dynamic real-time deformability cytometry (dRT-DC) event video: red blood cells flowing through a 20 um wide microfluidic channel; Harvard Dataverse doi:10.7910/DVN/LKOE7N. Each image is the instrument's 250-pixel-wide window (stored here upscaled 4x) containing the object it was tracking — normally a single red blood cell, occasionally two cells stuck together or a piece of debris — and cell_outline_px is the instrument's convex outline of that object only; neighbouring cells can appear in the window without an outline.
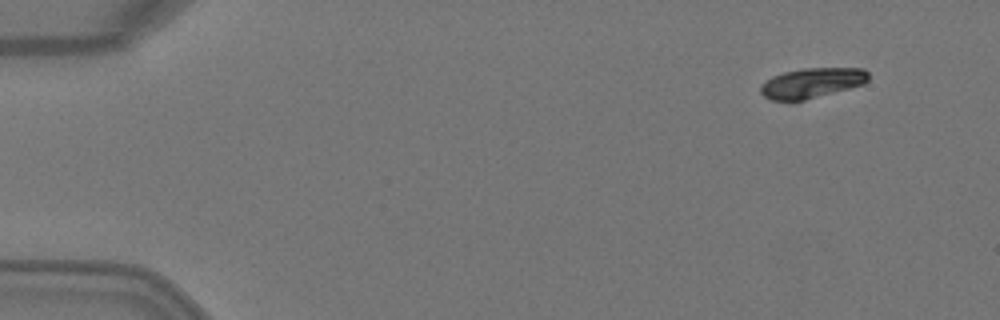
{"species": "Egyptian fruit bat (a non-hibernating species)", "species_latin": "Rousettus aegyptiacus", "temperature_condition": "warm", "stored_images_in_passage": 3, "segment_of_instrument_passage": [2, 2], "camera_frame_rate_fps": 3000, "um_per_image_px": 0.085, "animal": {"sex": "female"}, "frame": {"image": 1, "passage_image": 3, "time_ms": 0.667, "image_size_px": [1000, 320], "cell_outline_px": [[868, 80], [864, 84], [804, 100], [772, 100], [764, 96], [760, 92], [760, 84], [772, 76], [784, 72], [804, 68], [864, 68], [868, 72]], "centroid_in_image_um": [68.99, 7.04], "position_along_channel_um": 16.0, "area_um2": 18.79}}